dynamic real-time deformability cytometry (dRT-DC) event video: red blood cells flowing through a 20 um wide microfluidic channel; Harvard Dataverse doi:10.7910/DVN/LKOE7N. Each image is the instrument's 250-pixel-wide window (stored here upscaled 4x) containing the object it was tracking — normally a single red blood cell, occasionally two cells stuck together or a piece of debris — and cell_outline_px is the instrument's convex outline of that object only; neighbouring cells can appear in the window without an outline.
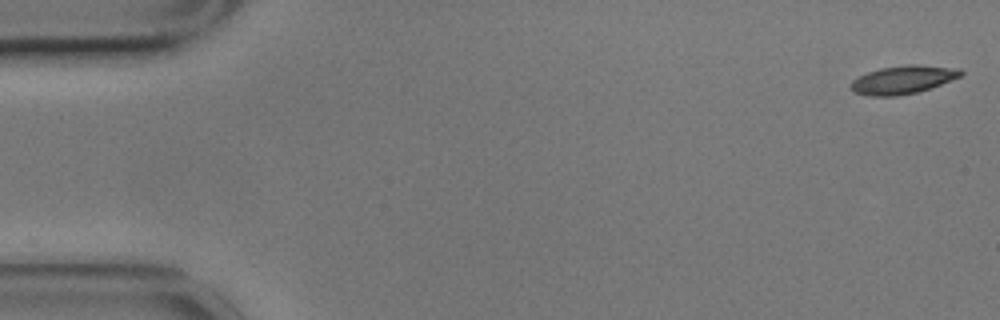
{"species": "common noctule bat (a hibernating species)", "species_latin": "Nyctalus noctula", "temperature_condition": "cold", "stored_images_in_passage": 57, "camera_frame_rate_fps": 3000, "um_per_image_px": 0.085, "animal": {"sex": "male", "body_mass_g": 17.9}, "frame": {"image": 1, "passage_image": 1, "time_ms": 0.0, "image_size_px": [1000, 320], "cell_outline_px": [[964, 72], [960, 76], [940, 84], [916, 92], [896, 96], [868, 96], [856, 92], [852, 88], [852, 80], [868, 72], [880, 68], [908, 64], [916, 64], [960, 68]], "centroid_in_image_um": [76.77, 6.76], "position_along_channel_um": 8.2, "area_um2": 17.8}}
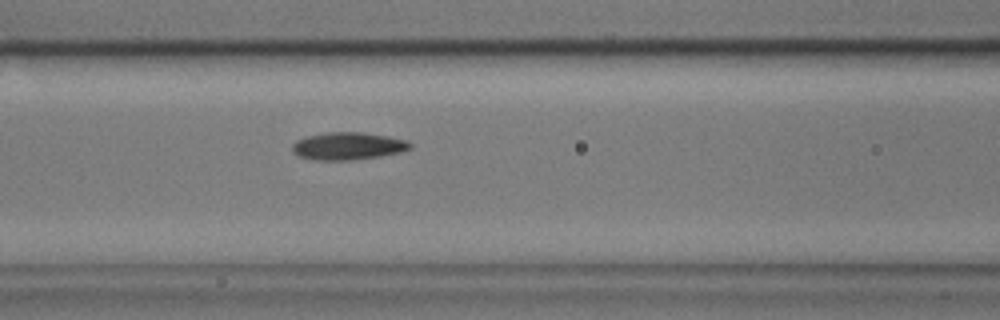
{"frame": {"image": 2, "passage_image": 23, "time_ms": 7.333, "image_size_px": [1000, 320], "cell_outline_px": [[412, 148], [400, 152], [380, 156], [348, 160], [312, 160], [300, 156], [292, 152], [292, 144], [296, 140], [308, 136], [328, 132], [360, 132], [388, 136], [408, 140], [412, 144]], "centroid_in_image_um": [29.58, 12.41], "position_along_channel_um": 137.0, "area_um2": 18.9}}
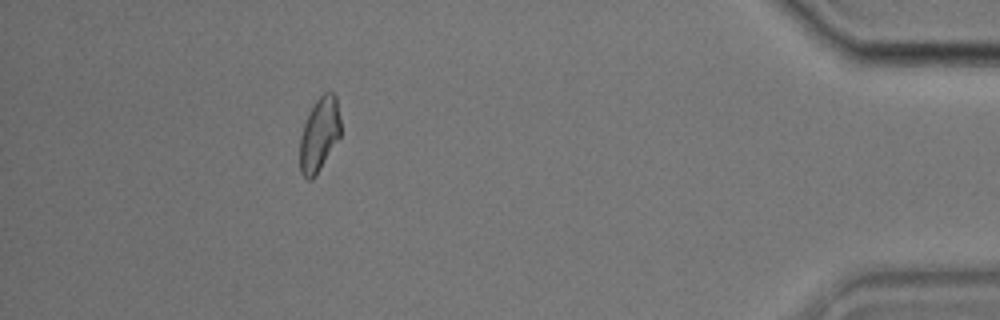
{"frame": {"image": 3, "passage_image": 51, "time_ms": 16.667, "image_size_px": [1000, 320], "cell_outline_px": [[340, 136], [316, 176], [312, 180], [308, 180], [300, 172], [300, 136], [304, 124], [316, 100], [324, 92], [332, 92], [336, 96], [340, 120]], "centroid_in_image_um": [27.14, 11.45], "position_along_channel_um": 408.1, "area_um2": 17.4}, "authors_computed_cell_mechanics": {"area_um2": 17.9758, "velocity_mm_per_s": 3.4935, "shape_relaxation_time_tau1_ms": 9.3473, "shape_relaxation_time_tau2_ms": 5.1571, "deformation_change_tau1": 0.1848, "deformation_change_tau2": 0.1067}}